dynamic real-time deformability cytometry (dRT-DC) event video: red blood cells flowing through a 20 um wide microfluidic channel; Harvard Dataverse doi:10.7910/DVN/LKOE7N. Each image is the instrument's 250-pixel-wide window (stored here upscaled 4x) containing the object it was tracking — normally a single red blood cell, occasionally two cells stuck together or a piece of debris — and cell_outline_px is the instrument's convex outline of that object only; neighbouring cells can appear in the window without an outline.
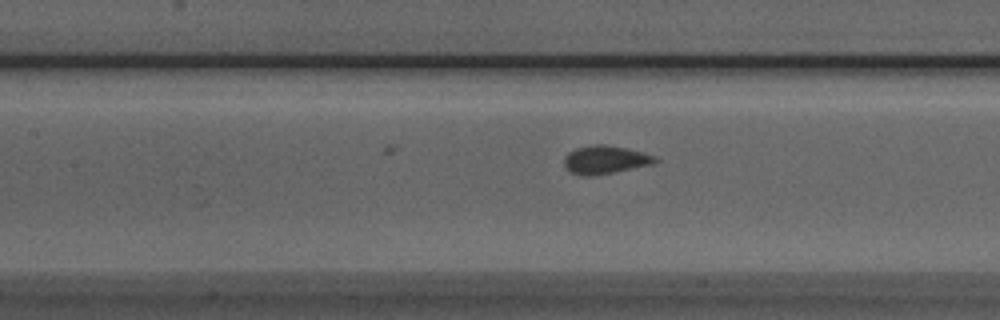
{"species": "Egyptian fruit bat (a non-hibernating species)", "species_latin": "Rousettus aegyptiacus", "temperature_condition": "room temperature", "stored_images_in_passage": 36, "camera_frame_rate_fps": 3000, "um_per_image_px": 0.085, "animal": {"sex": "male"}, "frame": {"image": 1, "passage_image": 7, "time_ms": 2.0, "image_size_px": [1000, 320], "cell_outline_px": [[660, 160], [652, 164], [592, 176], [580, 176], [568, 172], [564, 164], [564, 156], [568, 152], [576, 148], [592, 144], [604, 144], [628, 148], [644, 152], [656, 156]], "centroid_in_image_um": [51.42, 13.57], "position_along_channel_um": 156.0, "area_um2": 15.2}}
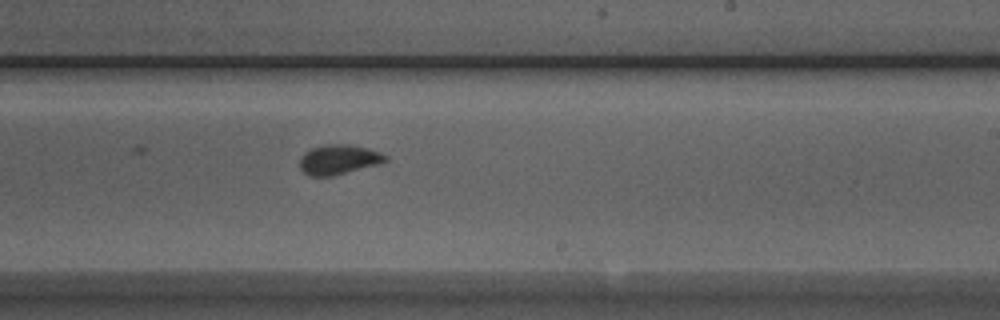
{"frame": {"image": 2, "passage_image": 15, "time_ms": 4.667, "image_size_px": [1000, 320], "cell_outline_px": [[388, 160], [376, 164], [332, 176], [308, 176], [300, 168], [300, 156], [304, 152], [312, 148], [324, 144], [348, 144], [368, 148], [380, 152], [388, 156]], "centroid_in_image_um": [28.75, 13.55], "position_along_channel_um": 260.2, "area_um2": 14.8}}
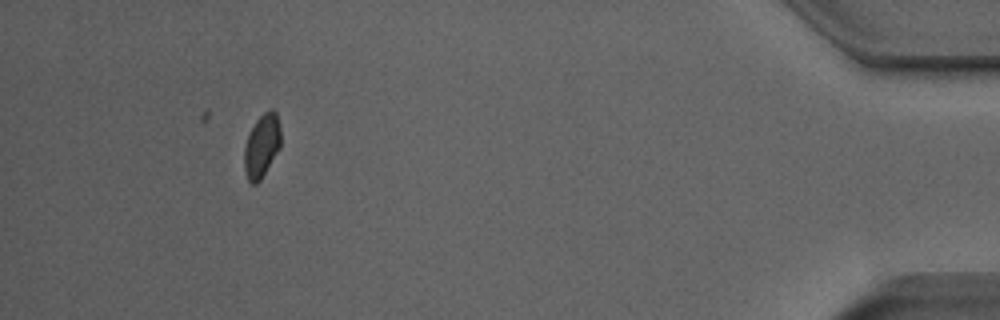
{"frame": {"image": 3, "passage_image": 32, "time_ms": 10.333, "image_size_px": [1000, 320], "cell_outline_px": [[280, 148], [260, 180], [256, 184], [252, 184], [248, 180], [244, 172], [244, 148], [248, 136], [256, 120], [268, 108], [272, 108], [276, 112], [280, 128]], "centroid_in_image_um": [22.25, 12.38], "position_along_channel_um": 413.0, "area_um2": 13.47}}